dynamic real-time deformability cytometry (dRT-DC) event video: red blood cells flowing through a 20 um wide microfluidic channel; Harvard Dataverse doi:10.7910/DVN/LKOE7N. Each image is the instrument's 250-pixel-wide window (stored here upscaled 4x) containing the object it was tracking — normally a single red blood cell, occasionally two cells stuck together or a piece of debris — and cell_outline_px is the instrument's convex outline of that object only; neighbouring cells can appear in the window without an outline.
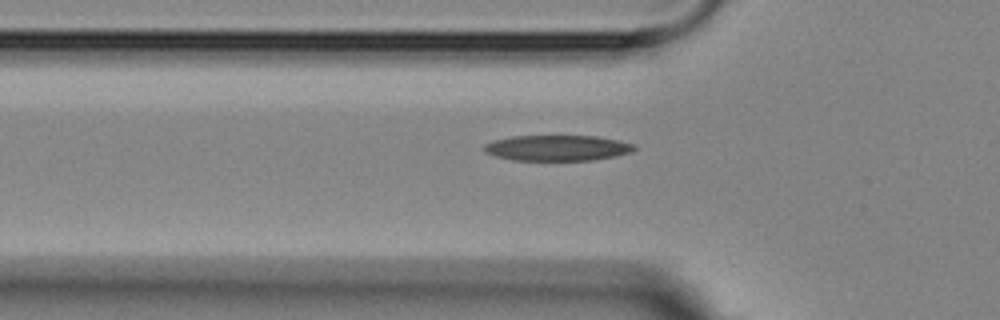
{"species": "Egyptian fruit bat (a non-hibernating species)", "species_latin": "Rousettus aegyptiacus", "temperature_condition": "room temperature", "stored_images_in_passage": 4, "camera_frame_rate_fps": 3000, "um_per_image_px": 0.085, "animal": {"sex": "female"}, "frame": {"image": 1, "passage_image": 4, "time_ms": 3.333, "image_size_px": [1000, 320], "cell_outline_px": [[636, 148], [632, 152], [616, 156], [592, 160], [512, 160], [496, 156], [484, 152], [484, 144], [496, 140], [512, 136], [596, 136], [616, 140], [632, 144]], "centroid_in_image_um": [47.36, 12.58], "position_along_channel_um": 78.4, "area_um2": 22.25}}